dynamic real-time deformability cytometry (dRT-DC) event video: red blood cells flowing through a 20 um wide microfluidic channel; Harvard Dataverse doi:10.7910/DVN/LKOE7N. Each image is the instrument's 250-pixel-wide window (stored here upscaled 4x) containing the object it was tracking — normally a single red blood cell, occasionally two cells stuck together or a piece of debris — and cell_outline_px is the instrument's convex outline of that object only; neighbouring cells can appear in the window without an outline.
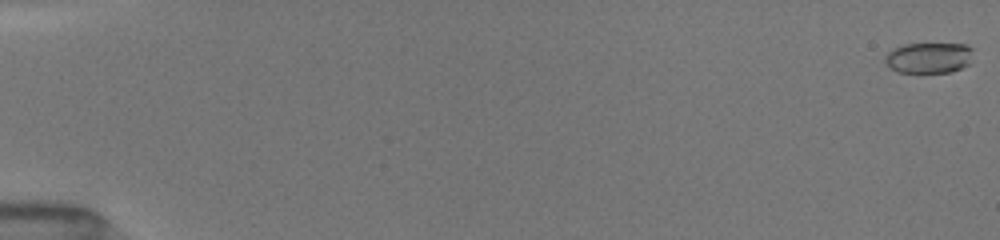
{"species": "common noctule bat (a hibernating species)", "species_latin": "Nyctalus noctula", "temperature_condition": "room temperature", "stored_images_in_passage": 29, "camera_frame_rate_fps": 3000, "um_per_image_px": 0.085, "animal": {"sex": "female", "body_mass_g": 19.5, "forearm_length_mm": 54.1}, "frame": {"image": 1, "passage_image": 1, "time_ms": 0.0, "image_size_px": [1000, 240], "cell_outline_px": [[972, 48], [968, 64], [952, 72], [896, 72], [888, 68], [884, 60], [884, 56], [892, 48], [904, 44], [968, 44]], "centroid_in_image_um": [78.88, 4.91], "position_along_channel_um": 6.1, "area_um2": 15.84}}
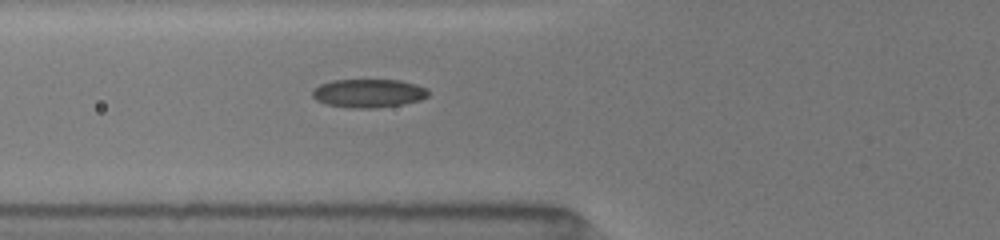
{"frame": {"image": 2, "passage_image": 17, "time_ms": 6.667, "image_size_px": [1000, 240], "cell_outline_px": [[428, 96], [420, 100], [404, 104], [376, 108], [352, 108], [328, 104], [316, 100], [312, 96], [312, 88], [320, 84], [332, 80], [400, 80], [416, 84], [428, 88]], "centroid_in_image_um": [31.33, 7.92], "position_along_channel_um": 94.5, "area_um2": 19.36}}
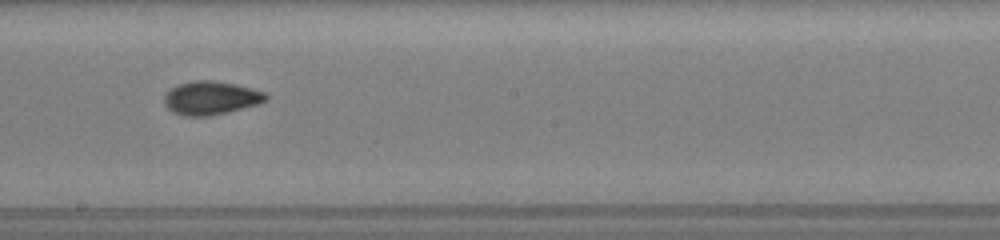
{"frame": {"image": 3, "passage_image": 27, "time_ms": 10.0, "image_size_px": [1000, 240], "cell_outline_px": [[268, 100], [260, 104], [228, 112], [208, 116], [184, 116], [172, 112], [164, 104], [164, 96], [172, 88], [180, 84], [196, 80], [212, 80], [252, 88], [264, 92], [268, 96]], "centroid_in_image_um": [17.95, 8.34], "position_along_channel_um": 230.3, "area_um2": 19.77}}